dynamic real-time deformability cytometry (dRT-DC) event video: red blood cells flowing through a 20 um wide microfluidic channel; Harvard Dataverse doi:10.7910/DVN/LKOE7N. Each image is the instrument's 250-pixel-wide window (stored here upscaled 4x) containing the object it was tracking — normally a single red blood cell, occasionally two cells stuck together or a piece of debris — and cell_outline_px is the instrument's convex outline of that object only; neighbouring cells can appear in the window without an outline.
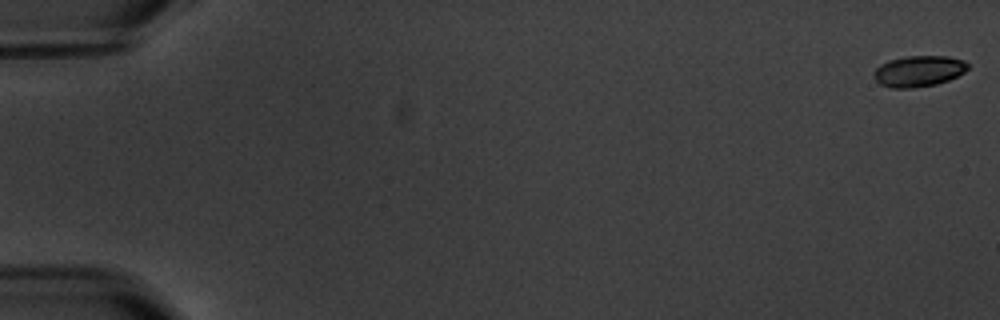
{"species": "common noctule bat (a hibernating species)", "species_latin": "Nyctalus noctula", "temperature_condition": "warm", "stored_images_in_passage": 5, "camera_frame_rate_fps": 3000, "um_per_image_px": 0.085, "animal": {"sex": "male", "body_mass_g": 20.1, "forearm_length_mm": 53.5}, "frame": {"image": 1, "passage_image": 1, "time_ms": 0.0, "image_size_px": [1000, 320], "cell_outline_px": [[968, 68], [964, 72], [948, 80], [936, 84], [912, 88], [892, 88], [880, 84], [876, 80], [872, 72], [880, 64], [888, 60], [908, 56], [948, 56], [964, 60], [968, 64]], "centroid_in_image_um": [78.07, 6.04], "position_along_channel_um": 6.9, "area_um2": 16.99}}
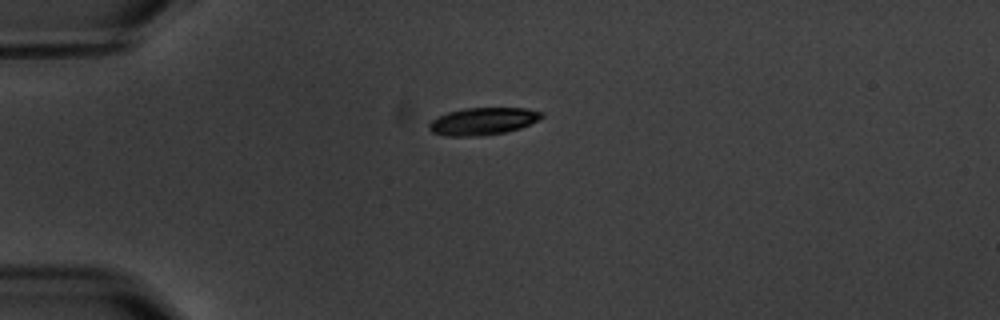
{"frame": {"image": 2, "passage_image": 4, "time_ms": 5.0, "image_size_px": [1000, 320], "cell_outline_px": [[544, 116], [540, 120], [520, 128], [508, 132], [480, 136], [444, 136], [432, 132], [428, 128], [428, 124], [432, 120], [448, 112], [464, 108], [528, 108], [544, 112]], "centroid_in_image_um": [41.09, 10.31], "position_along_channel_um": 43.9, "area_um2": 18.15}}